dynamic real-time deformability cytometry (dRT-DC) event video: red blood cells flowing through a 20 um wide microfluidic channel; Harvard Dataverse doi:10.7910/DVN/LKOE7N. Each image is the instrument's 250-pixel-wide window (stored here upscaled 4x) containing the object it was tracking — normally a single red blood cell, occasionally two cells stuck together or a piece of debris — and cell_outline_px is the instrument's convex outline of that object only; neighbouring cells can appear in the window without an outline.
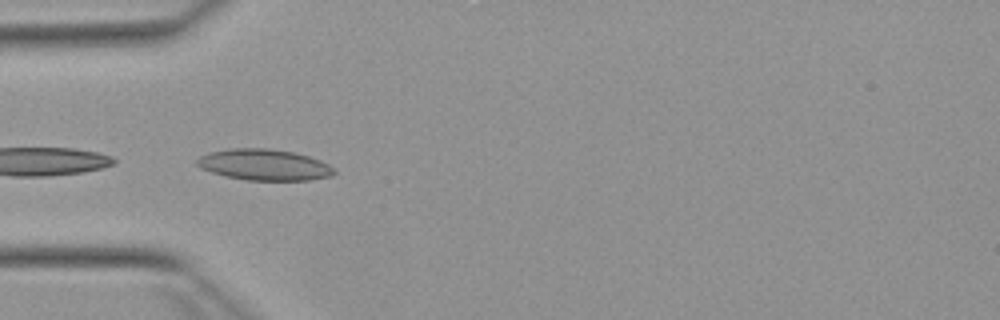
{"species": "Egyptian fruit bat (a non-hibernating species)", "species_latin": "Rousettus aegyptiacus", "temperature_condition": "warm", "stored_images_in_passage": 23, "camera_frame_rate_fps": 3000, "um_per_image_px": 0.085, "animal": {"sex": "female"}, "frame": {"image": 1, "passage_image": 14, "time_ms": 4.333, "image_size_px": [1000, 320], "cell_outline_px": [[336, 172], [332, 176], [308, 180], [248, 180], [224, 176], [200, 168], [196, 164], [196, 160], [200, 156], [208, 152], [228, 148], [268, 148], [296, 152], [320, 160], [328, 164]], "centroid_in_image_um": [22.43, 13.99], "position_along_channel_um": 62.6, "area_um2": 25.03}}